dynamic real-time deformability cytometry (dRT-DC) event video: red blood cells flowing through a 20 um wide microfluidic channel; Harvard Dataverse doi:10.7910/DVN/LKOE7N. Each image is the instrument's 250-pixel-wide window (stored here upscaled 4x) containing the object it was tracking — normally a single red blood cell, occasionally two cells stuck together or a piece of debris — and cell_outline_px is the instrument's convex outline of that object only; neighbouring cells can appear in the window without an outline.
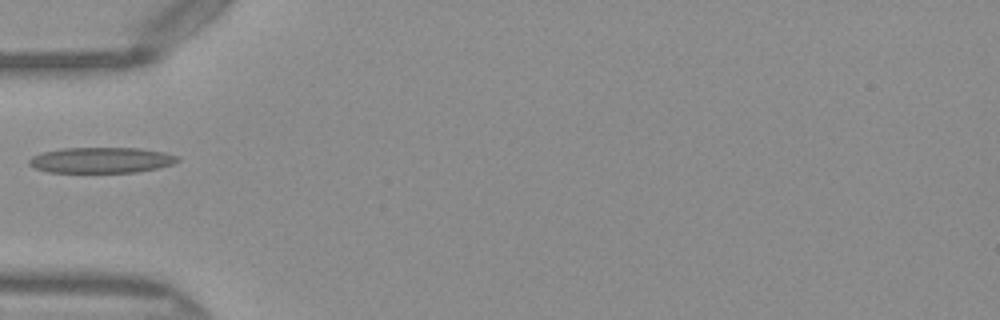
{"species": "Egyptian fruit bat (a non-hibernating species)", "species_latin": "Rousettus aegyptiacus", "temperature_condition": "warm", "stored_images_in_passage": 34, "camera_frame_rate_fps": 3000, "um_per_image_px": 0.085, "frame": {"image": 1, "passage_image": 1, "time_ms": 0.0, "image_size_px": [1000, 320], "cell_outline_px": [[180, 160], [172, 164], [156, 168], [136, 172], [48, 172], [36, 168], [28, 164], [28, 160], [32, 156], [40, 152], [64, 148], [140, 148], [164, 152], [180, 156]], "centroid_in_image_um": [8.6, 13.6], "position_along_channel_um": 76.4, "area_um2": 22.25}}
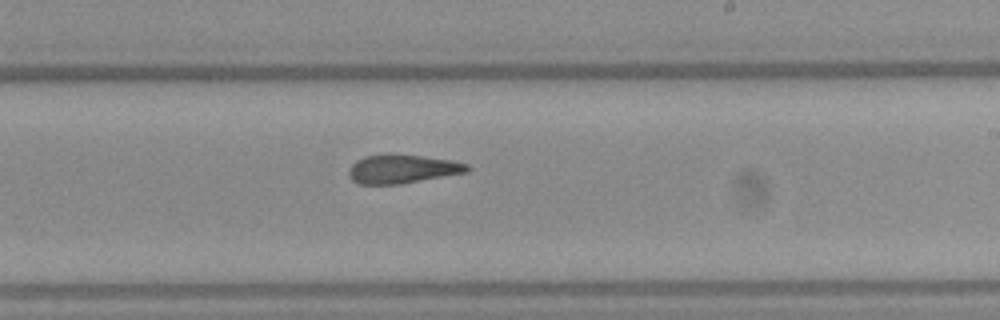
{"frame": {"image": 2, "passage_image": 14, "time_ms": 4.333, "image_size_px": [1000, 320], "cell_outline_px": [[472, 168], [468, 172], [400, 184], [356, 184], [348, 176], [348, 168], [356, 160], [364, 156], [420, 156], [452, 160], [468, 164]], "centroid_in_image_um": [34.2, 14.39], "position_along_channel_um": 254.8, "area_um2": 19.48}}
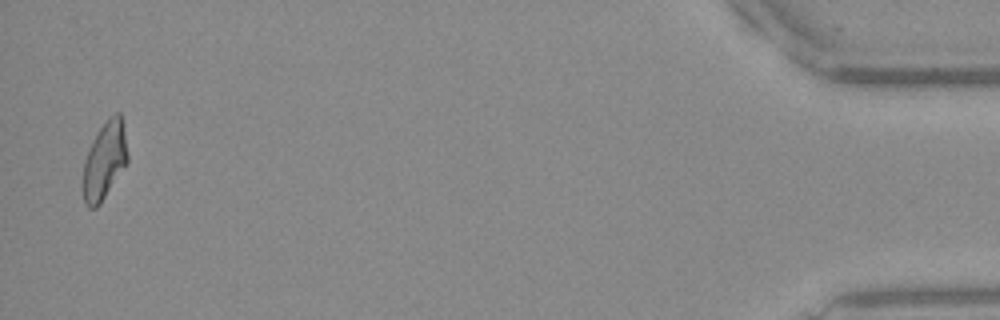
{"frame": {"image": 3, "passage_image": 33, "time_ms": 10.667, "image_size_px": [1000, 320], "cell_outline_px": [[128, 164], [100, 204], [96, 208], [88, 208], [84, 204], [84, 160], [96, 132], [108, 116], [116, 112], [120, 112], [128, 156]], "centroid_in_image_um": [8.9, 13.65], "position_along_channel_um": 426.3, "area_um2": 20.17}}